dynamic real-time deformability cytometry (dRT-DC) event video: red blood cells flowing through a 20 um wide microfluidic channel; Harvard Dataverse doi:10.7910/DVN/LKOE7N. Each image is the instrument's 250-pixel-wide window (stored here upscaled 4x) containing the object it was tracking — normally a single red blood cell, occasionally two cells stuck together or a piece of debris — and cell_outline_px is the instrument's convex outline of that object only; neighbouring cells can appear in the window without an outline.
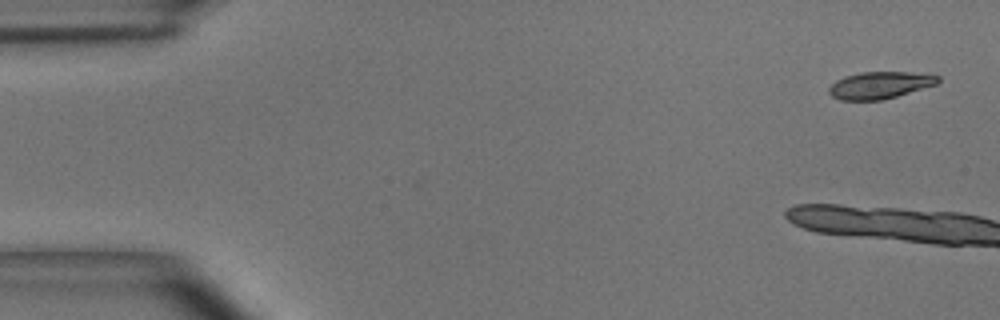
{"species": "common noctule bat (a hibernating species)", "species_latin": "Nyctalus noctula", "temperature_condition": "room temperature", "stored_images_in_passage": 12, "camera_frame_rate_fps": 3000, "um_per_image_px": 0.085, "animal": {"sex": "male", "body_mass_g": 15.6}, "frame": {"image": 1, "passage_image": 1, "time_ms": 0.0, "image_size_px": [1000, 320], "cell_outline_px": [[940, 80], [936, 84], [896, 96], [880, 100], [840, 100], [832, 96], [828, 92], [828, 88], [836, 80], [844, 76], [860, 72], [908, 72], [940, 76]], "centroid_in_image_um": [74.74, 7.23], "position_along_channel_um": 10.3, "area_um2": 16.99}}